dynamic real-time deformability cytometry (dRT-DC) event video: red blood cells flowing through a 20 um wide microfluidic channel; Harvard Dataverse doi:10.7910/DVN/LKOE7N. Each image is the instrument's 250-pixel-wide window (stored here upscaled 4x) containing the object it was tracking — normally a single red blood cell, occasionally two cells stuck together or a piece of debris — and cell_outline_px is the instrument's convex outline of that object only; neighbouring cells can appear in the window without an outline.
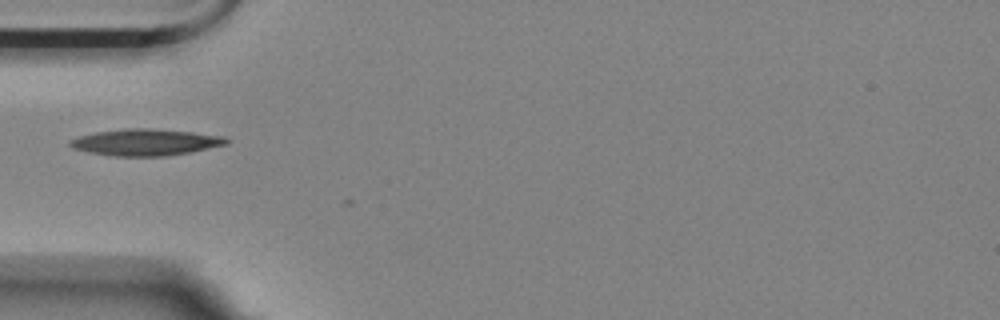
{"species": "Egyptian fruit bat (a non-hibernating species)", "species_latin": "Rousettus aegyptiacus", "temperature_condition": "room temperature", "stored_images_in_passage": 4, "camera_frame_rate_fps": 3000, "um_per_image_px": 0.085, "animal": {"sex": "female"}, "frame": {"image": 1, "passage_image": 1, "time_ms": 0.0, "image_size_px": [1000, 320], "cell_outline_px": [[228, 144], [188, 152], [164, 156], [116, 156], [88, 152], [72, 148], [68, 144], [68, 140], [80, 136], [96, 132], [124, 128], [148, 128], [192, 132], [224, 136], [228, 140]], "centroid_in_image_um": [12.33, 12.08], "position_along_channel_um": 72.7, "area_um2": 24.04}}